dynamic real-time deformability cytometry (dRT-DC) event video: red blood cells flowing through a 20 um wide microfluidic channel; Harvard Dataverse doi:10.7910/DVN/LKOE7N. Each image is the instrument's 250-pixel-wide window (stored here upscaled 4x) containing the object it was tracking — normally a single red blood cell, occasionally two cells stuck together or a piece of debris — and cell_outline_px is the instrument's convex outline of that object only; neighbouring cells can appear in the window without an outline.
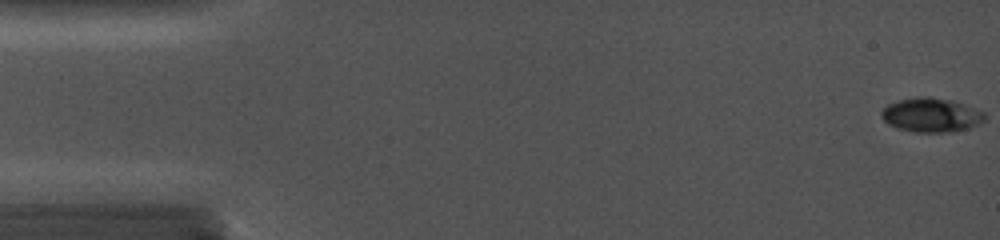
{"species": "common noctule bat (a hibernating species)", "species_latin": "Nyctalus noctula", "temperature_condition": "cold", "stored_images_in_passage": 48, "camera_frame_rate_fps": 5000, "um_per_image_px": 0.085, "animal": {"sex": "female", "body_mass_g": 19.0, "forearm_length_mm": 56.7}, "frame": {"image": 1, "passage_image": 1, "time_ms": 0.0, "image_size_px": [1000, 240], "cell_outline_px": [[984, 120], [968, 128], [948, 132], [916, 132], [896, 128], [888, 124], [884, 120], [880, 112], [888, 104], [900, 100], [920, 96], [928, 96], [948, 100], [984, 112]], "centroid_in_image_um": [79.09, 9.78], "position_along_channel_um": 5.9, "area_um2": 20.06}}
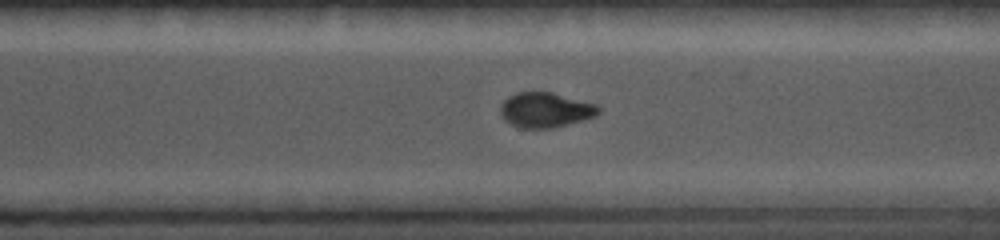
{"frame": {"image": 2, "passage_image": 31, "time_ms": 11.4, "image_size_px": [1000, 240], "cell_outline_px": [[600, 112], [596, 116], [584, 120], [552, 128], [520, 128], [504, 120], [500, 112], [500, 108], [504, 100], [508, 96], [516, 92], [552, 92], [596, 104], [600, 108]], "centroid_in_image_um": [46.37, 9.34], "position_along_channel_um": 324.2, "area_um2": 20.06}}
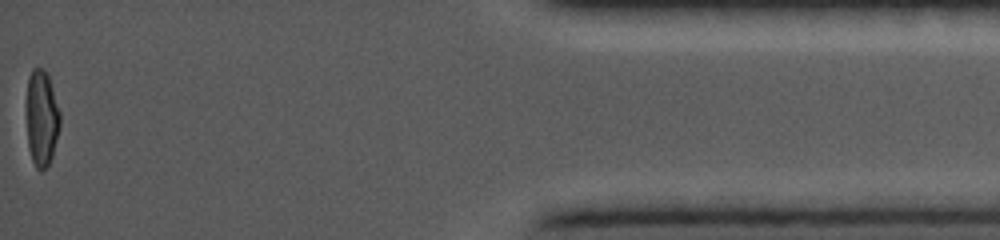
{"frame": {"image": 3, "passage_image": 48, "time_ms": 15.6, "image_size_px": [1000, 240], "cell_outline_px": [[60, 124], [52, 156], [48, 164], [40, 172], [36, 168], [32, 160], [28, 148], [24, 104], [28, 76], [32, 68], [44, 68], [48, 76], [60, 112]], "centroid_in_image_um": [3.49, 10.01], "position_along_channel_um": 431.7, "area_um2": 19.36}}